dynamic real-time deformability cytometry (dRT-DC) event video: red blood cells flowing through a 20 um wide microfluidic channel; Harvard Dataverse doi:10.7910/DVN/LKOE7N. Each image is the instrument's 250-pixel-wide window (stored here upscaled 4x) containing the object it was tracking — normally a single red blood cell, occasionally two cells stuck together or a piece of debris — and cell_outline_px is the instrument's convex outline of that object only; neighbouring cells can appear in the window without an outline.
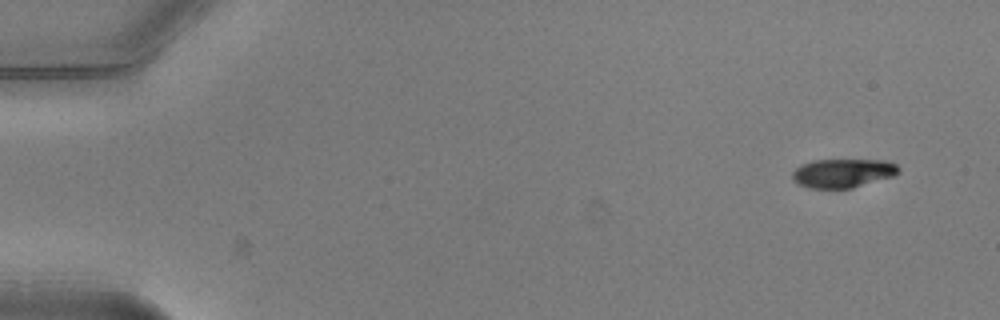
{"species": "common noctule bat (a hibernating species)", "species_latin": "Nyctalus noctula", "temperature_condition": "warm", "stored_images_in_passage": 49, "camera_frame_rate_fps": 3000, "um_per_image_px": 0.085, "animal": {"sex": "male", "body_mass_g": 20.5, "forearm_length_mm": 52.5}, "frame": {"image": 1, "passage_image": 1, "time_ms": 0.0, "image_size_px": [1000, 320], "cell_outline_px": [[900, 172], [892, 176], [852, 188], [808, 188], [792, 180], [792, 172], [800, 164], [812, 160], [884, 160], [896, 164], [900, 168]], "centroid_in_image_um": [71.62, 14.71], "position_along_channel_um": 13.4, "area_um2": 17.86}}
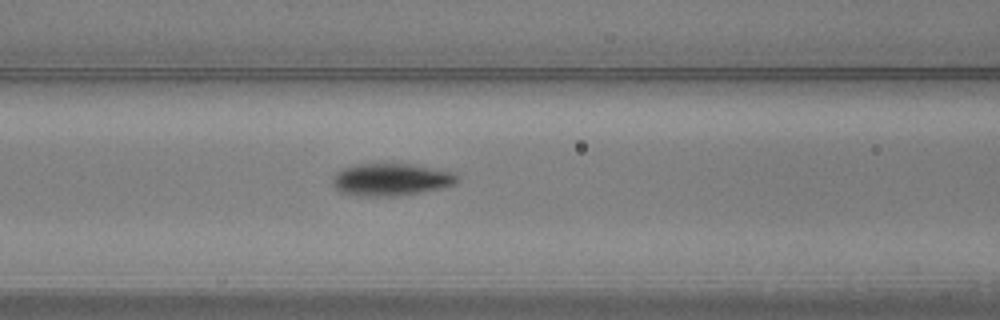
{"frame": {"image": 2, "passage_image": 20, "time_ms": 6.333, "image_size_px": [1000, 320], "cell_outline_px": [[460, 176], [456, 184], [440, 188], [420, 192], [396, 196], [356, 196], [340, 192], [332, 184], [332, 180], [336, 172], [340, 168], [356, 164], [384, 160], [388, 160], [412, 164], [456, 172]], "centroid_in_image_um": [33.22, 15.21], "position_along_channel_um": 133.4, "area_um2": 24.62}}
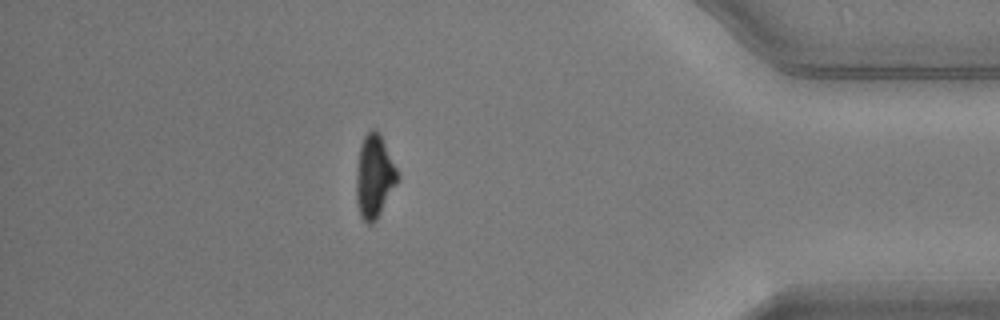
{"frame": {"image": 3, "passage_image": 43, "time_ms": 14.0, "image_size_px": [1000, 320], "cell_outline_px": [[400, 176], [396, 184], [376, 220], [372, 224], [368, 224], [360, 216], [356, 200], [356, 168], [360, 144], [364, 136], [372, 128], [380, 132]], "centroid_in_image_um": [31.8, 14.97], "position_along_channel_um": 403.4, "area_um2": 20.06}, "authors_computed_cell_mechanics": {"area_um2": 21.097, "velocity_mm_per_s": 3.9995, "shape_relaxation_time_tau1_ms": 1.9141, "shape_relaxation_time_tau2_ms": 1.7286, "deformation_change_tau1": 0.1542, "deformation_change_tau2": 0.0633}}